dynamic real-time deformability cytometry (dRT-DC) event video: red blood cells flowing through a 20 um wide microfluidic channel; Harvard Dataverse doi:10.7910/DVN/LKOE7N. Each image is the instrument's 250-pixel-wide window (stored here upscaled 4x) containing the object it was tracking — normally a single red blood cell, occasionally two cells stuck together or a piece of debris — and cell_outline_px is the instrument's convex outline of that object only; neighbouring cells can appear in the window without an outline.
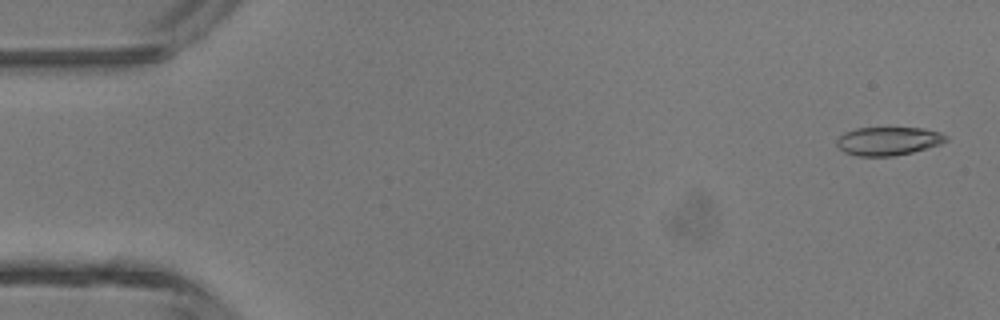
{"species": "common noctule bat (a hibernating species)", "species_latin": "Nyctalus noctula", "temperature_condition": "room temperature", "stored_images_in_passage": 4, "camera_frame_rate_fps": 3000, "um_per_image_px": 0.085, "animal": {"sex": "male", "body_mass_g": 13.3}, "frame": {"image": 1, "passage_image": 1, "time_ms": 0.0, "image_size_px": [1000, 320], "cell_outline_px": [[948, 140], [940, 144], [928, 148], [912, 152], [892, 156], [856, 156], [844, 152], [836, 144], [836, 140], [844, 132], [856, 128], [924, 128], [940, 132], [948, 136]], "centroid_in_image_um": [75.51, 11.99], "position_along_channel_um": 9.5, "area_um2": 18.15}}
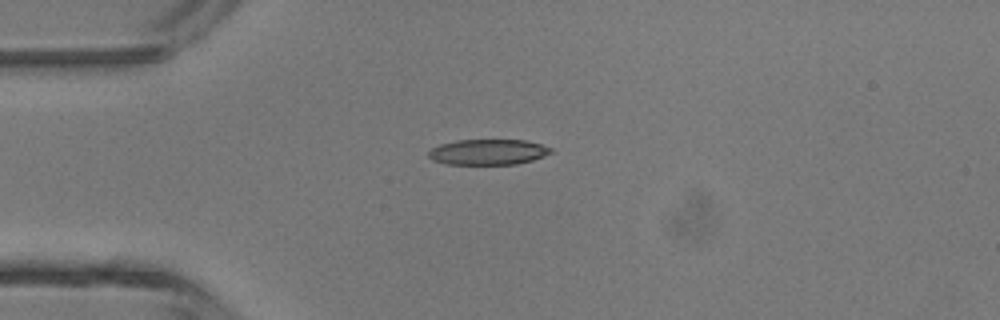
{"frame": {"image": 2, "passage_image": 4, "time_ms": 1.0, "image_size_px": [1000, 320], "cell_outline_px": [[552, 152], [544, 156], [532, 160], [516, 164], [448, 164], [432, 160], [428, 156], [428, 152], [432, 148], [440, 144], [456, 140], [524, 140], [540, 144], [552, 148]], "centroid_in_image_um": [41.47, 12.92], "position_along_channel_um": 43.5, "area_um2": 18.15}}